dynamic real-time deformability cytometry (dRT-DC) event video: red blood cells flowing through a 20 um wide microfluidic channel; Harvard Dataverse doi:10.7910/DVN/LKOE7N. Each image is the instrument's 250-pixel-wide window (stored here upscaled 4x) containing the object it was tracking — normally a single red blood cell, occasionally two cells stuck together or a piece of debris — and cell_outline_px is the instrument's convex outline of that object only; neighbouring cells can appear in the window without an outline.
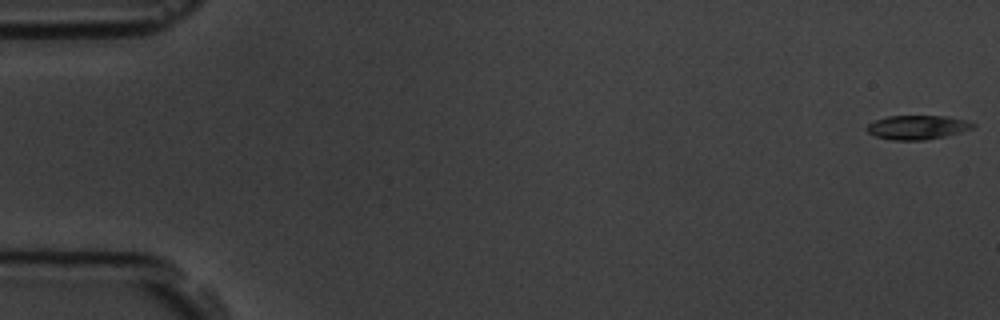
{"species": "common noctule bat (a hibernating species)", "species_latin": "Nyctalus noctula", "temperature_condition": "room temperature", "stored_images_in_passage": 57, "camera_frame_rate_fps": 3000, "um_per_image_px": 0.085, "animal": {"sex": "male", "body_mass_g": 19.5, "forearm_length_mm": 54.6}, "frame": {"image": 1, "passage_image": 1, "time_ms": 0.0, "image_size_px": [1000, 320], "cell_outline_px": [[976, 124], [972, 128], [960, 132], [944, 136], [924, 140], [892, 140], [876, 136], [868, 132], [868, 124], [876, 120], [888, 116], [948, 116], [968, 120]], "centroid_in_image_um": [78.01, 10.81], "position_along_channel_um": 7.0, "area_um2": 14.74}}
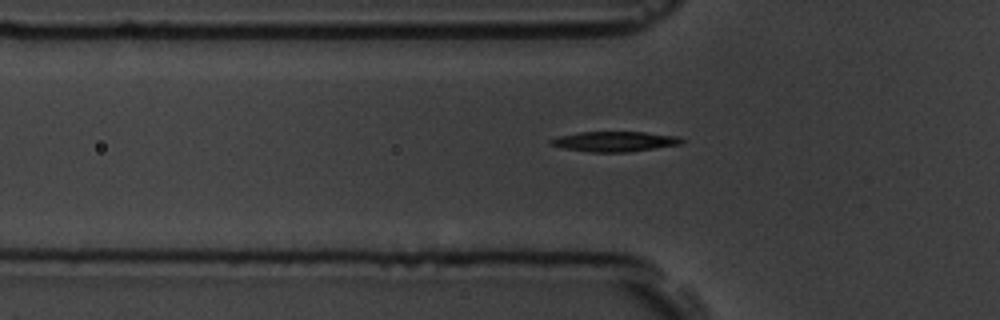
{"frame": {"image": 2, "passage_image": 19, "time_ms": 6.0, "image_size_px": [1000, 320], "cell_outline_px": [[684, 140], [680, 144], [628, 152], [592, 152], [564, 148], [548, 144], [548, 140], [560, 136], [580, 132], [644, 132], [680, 136]], "centroid_in_image_um": [52.24, 12.02], "position_along_channel_um": 73.6, "area_um2": 15.26}}
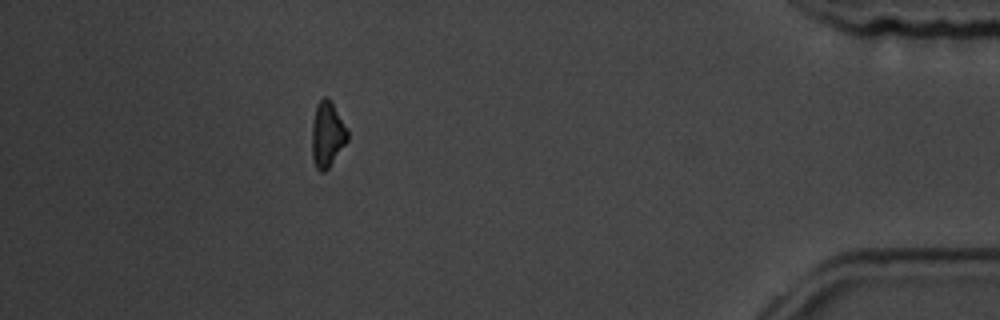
{"frame": {"image": 3, "passage_image": 51, "time_ms": 16.667, "image_size_px": [1000, 320], "cell_outline_px": [[348, 140], [328, 168], [324, 172], [320, 172], [316, 168], [312, 156], [312, 124], [316, 104], [324, 96], [328, 96], [332, 100], [348, 132]], "centroid_in_image_um": [27.81, 11.39], "position_along_channel_um": 407.4, "area_um2": 13.64}, "authors_computed_cell_mechanics": {"area_um2": 14.8546, "velocity_mm_per_s": 3.6167, "shape_relaxation_time_tau1_ms": 2.4565, "shape_relaxation_time_tau2_ms": null, "deformation_change_tau1": 0.1267, "deformation_change_tau2": null}}